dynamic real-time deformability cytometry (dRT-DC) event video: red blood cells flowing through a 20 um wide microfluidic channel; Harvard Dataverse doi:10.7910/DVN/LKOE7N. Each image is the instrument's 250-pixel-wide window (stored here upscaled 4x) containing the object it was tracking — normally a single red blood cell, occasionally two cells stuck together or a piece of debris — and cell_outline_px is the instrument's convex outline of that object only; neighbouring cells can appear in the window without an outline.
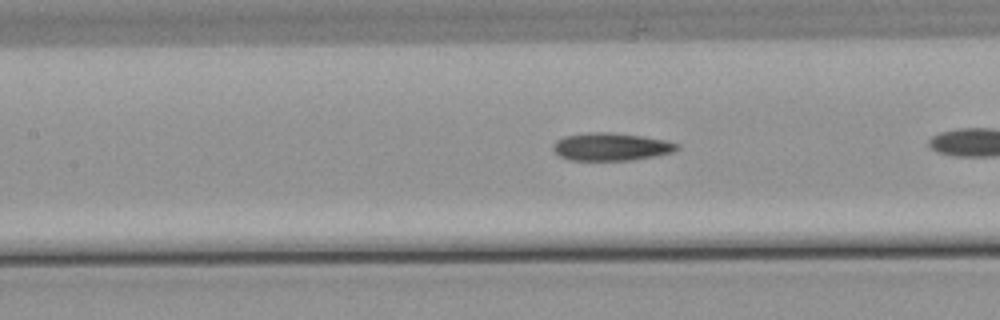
{"species": "common noctule bat (a hibernating species)", "species_latin": "Nyctalus noctula", "temperature_condition": "warm", "stored_images_in_passage": 30, "camera_frame_rate_fps": 3000, "um_per_image_px": 0.085, "animal": {"sex": "male", "body_mass_g": 21.5, "forearm_length_mm": 52.0}, "frame": {"image": 1, "passage_image": 13, "time_ms": 4.0, "image_size_px": [1000, 320], "cell_outline_px": [[680, 148], [672, 152], [656, 156], [632, 160], [568, 160], [560, 156], [552, 148], [552, 144], [556, 140], [564, 136], [592, 132], [608, 132], [640, 136], [664, 140], [680, 144]], "centroid_in_image_um": [51.93, 12.48], "position_along_channel_um": 155.5, "area_um2": 20.0}}